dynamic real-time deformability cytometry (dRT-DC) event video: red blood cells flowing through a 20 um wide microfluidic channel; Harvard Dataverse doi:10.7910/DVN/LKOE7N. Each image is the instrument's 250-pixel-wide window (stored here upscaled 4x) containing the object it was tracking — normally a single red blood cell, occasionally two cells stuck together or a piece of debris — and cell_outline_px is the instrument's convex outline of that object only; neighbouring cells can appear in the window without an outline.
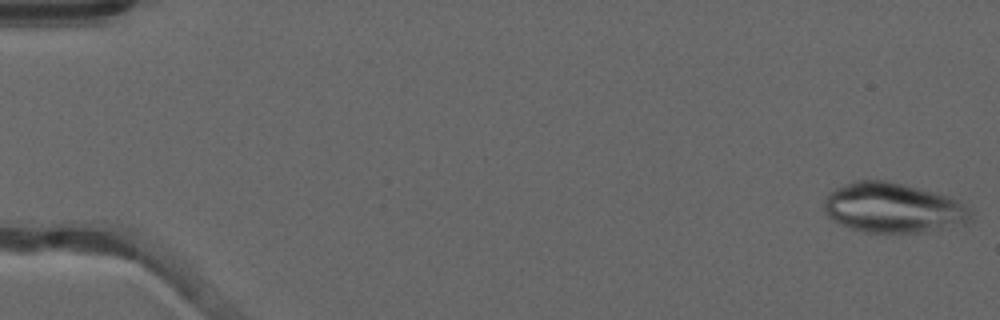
{"species": "common noctule bat (a hibernating species)", "species_latin": "Nyctalus noctula", "temperature_condition": "warm", "stored_images_in_passage": 51, "camera_frame_rate_fps": 3000, "um_per_image_px": 0.085, "animal": {"sex": "male", "forearm_length_mm": 52.5}, "frame": {"image": 1, "passage_image": 1, "time_ms": 0.0, "image_size_px": [1000, 320], "cell_outline_px": [[972, 220], [964, 224], [920, 232], [864, 232], [840, 224], [828, 216], [824, 212], [824, 200], [828, 192], [852, 180], [884, 180], [904, 184], [948, 196], [960, 200], [972, 212]], "centroid_in_image_um": [75.91, 17.65], "position_along_channel_um": 9.1, "area_um2": 42.71}}
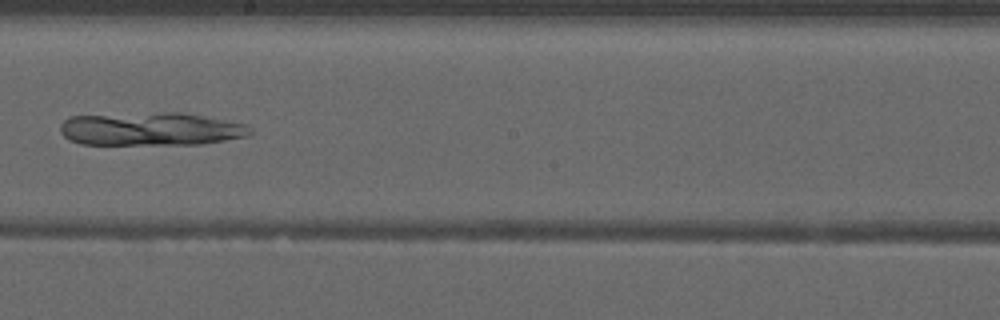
{"frame": {"image": 2, "passage_image": 30, "time_ms": 9.667, "image_size_px": [1000, 320], "cell_outline_px": [[252, 136], [200, 144], [80, 144], [68, 140], [60, 132], [60, 124], [64, 120], [72, 116], [160, 112], [180, 112], [248, 124], [252, 128]], "centroid_in_image_um": [12.86, 10.97], "position_along_channel_um": 235.3, "area_um2": 36.99}}
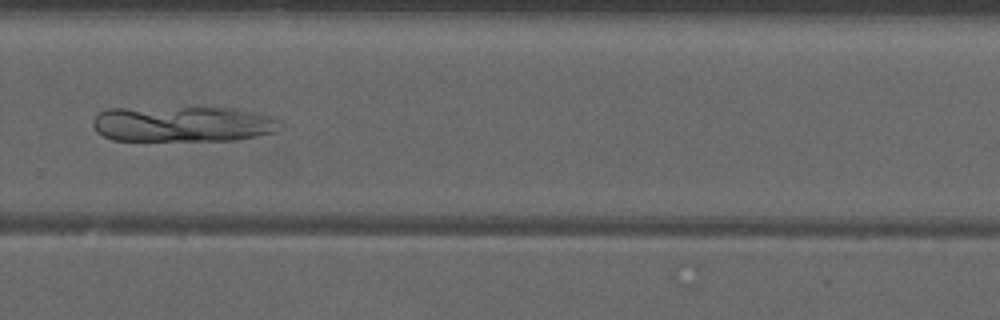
{"frame": {"image": 3, "passage_image": 36, "time_ms": 11.667, "image_size_px": [1000, 320], "cell_outline_px": [[280, 128], [276, 132], [256, 136], [232, 140], [112, 140], [96, 132], [92, 124], [92, 120], [100, 112], [108, 108], [196, 104], [236, 108], [276, 116], [280, 120]], "centroid_in_image_um": [15.56, 10.47], "position_along_channel_um": 314.2, "area_um2": 40.98}}